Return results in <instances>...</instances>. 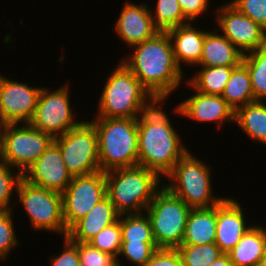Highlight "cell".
Returning a JSON list of instances; mask_svg holds the SVG:
<instances>
[{
    "instance_id": "obj_1",
    "label": "cell",
    "mask_w": 266,
    "mask_h": 266,
    "mask_svg": "<svg viewBox=\"0 0 266 266\" xmlns=\"http://www.w3.org/2000/svg\"><path fill=\"white\" fill-rule=\"evenodd\" d=\"M131 47L135 51L121 62L156 100L166 101L180 86L184 74L175 60L167 31H159L152 38Z\"/></svg>"
},
{
    "instance_id": "obj_2",
    "label": "cell",
    "mask_w": 266,
    "mask_h": 266,
    "mask_svg": "<svg viewBox=\"0 0 266 266\" xmlns=\"http://www.w3.org/2000/svg\"><path fill=\"white\" fill-rule=\"evenodd\" d=\"M163 102L156 100L137 118L138 165L156 172L160 177H166L189 151L181 143L169 116L161 109Z\"/></svg>"
},
{
    "instance_id": "obj_3",
    "label": "cell",
    "mask_w": 266,
    "mask_h": 266,
    "mask_svg": "<svg viewBox=\"0 0 266 266\" xmlns=\"http://www.w3.org/2000/svg\"><path fill=\"white\" fill-rule=\"evenodd\" d=\"M106 195L119 215L145 212L159 187L156 172L136 165L105 172Z\"/></svg>"
},
{
    "instance_id": "obj_4",
    "label": "cell",
    "mask_w": 266,
    "mask_h": 266,
    "mask_svg": "<svg viewBox=\"0 0 266 266\" xmlns=\"http://www.w3.org/2000/svg\"><path fill=\"white\" fill-rule=\"evenodd\" d=\"M100 97L99 118L137 119L156 101L123 62L112 70Z\"/></svg>"
},
{
    "instance_id": "obj_5",
    "label": "cell",
    "mask_w": 266,
    "mask_h": 266,
    "mask_svg": "<svg viewBox=\"0 0 266 266\" xmlns=\"http://www.w3.org/2000/svg\"><path fill=\"white\" fill-rule=\"evenodd\" d=\"M91 122L97 132L100 171L138 165L137 119L95 117Z\"/></svg>"
},
{
    "instance_id": "obj_6",
    "label": "cell",
    "mask_w": 266,
    "mask_h": 266,
    "mask_svg": "<svg viewBox=\"0 0 266 266\" xmlns=\"http://www.w3.org/2000/svg\"><path fill=\"white\" fill-rule=\"evenodd\" d=\"M210 170L203 160L196 158L189 150L166 176L171 183L164 186L191 209L214 207L225 198L213 195Z\"/></svg>"
},
{
    "instance_id": "obj_7",
    "label": "cell",
    "mask_w": 266,
    "mask_h": 266,
    "mask_svg": "<svg viewBox=\"0 0 266 266\" xmlns=\"http://www.w3.org/2000/svg\"><path fill=\"white\" fill-rule=\"evenodd\" d=\"M145 210L158 249H177L183 240L187 218L192 210L163 184Z\"/></svg>"
},
{
    "instance_id": "obj_8",
    "label": "cell",
    "mask_w": 266,
    "mask_h": 266,
    "mask_svg": "<svg viewBox=\"0 0 266 266\" xmlns=\"http://www.w3.org/2000/svg\"><path fill=\"white\" fill-rule=\"evenodd\" d=\"M8 124L0 140V157L22 174L54 142V138L30 123Z\"/></svg>"
},
{
    "instance_id": "obj_9",
    "label": "cell",
    "mask_w": 266,
    "mask_h": 266,
    "mask_svg": "<svg viewBox=\"0 0 266 266\" xmlns=\"http://www.w3.org/2000/svg\"><path fill=\"white\" fill-rule=\"evenodd\" d=\"M16 197L26 211L31 227L53 231L67 237L68 229L63 218L62 195L28 183L22 179L18 185Z\"/></svg>"
},
{
    "instance_id": "obj_10",
    "label": "cell",
    "mask_w": 266,
    "mask_h": 266,
    "mask_svg": "<svg viewBox=\"0 0 266 266\" xmlns=\"http://www.w3.org/2000/svg\"><path fill=\"white\" fill-rule=\"evenodd\" d=\"M72 176L100 171L97 132L92 122L82 121L65 134L54 138Z\"/></svg>"
},
{
    "instance_id": "obj_11",
    "label": "cell",
    "mask_w": 266,
    "mask_h": 266,
    "mask_svg": "<svg viewBox=\"0 0 266 266\" xmlns=\"http://www.w3.org/2000/svg\"><path fill=\"white\" fill-rule=\"evenodd\" d=\"M68 87L62 85L52 92L41 87L34 116L29 122L34 128L56 138L82 122H75Z\"/></svg>"
},
{
    "instance_id": "obj_12",
    "label": "cell",
    "mask_w": 266,
    "mask_h": 266,
    "mask_svg": "<svg viewBox=\"0 0 266 266\" xmlns=\"http://www.w3.org/2000/svg\"><path fill=\"white\" fill-rule=\"evenodd\" d=\"M61 195L63 218L66 228L69 229L107 196L105 172L73 176Z\"/></svg>"
},
{
    "instance_id": "obj_13",
    "label": "cell",
    "mask_w": 266,
    "mask_h": 266,
    "mask_svg": "<svg viewBox=\"0 0 266 266\" xmlns=\"http://www.w3.org/2000/svg\"><path fill=\"white\" fill-rule=\"evenodd\" d=\"M216 22L223 34L243 54L266 46V30L229 2L217 8Z\"/></svg>"
},
{
    "instance_id": "obj_14",
    "label": "cell",
    "mask_w": 266,
    "mask_h": 266,
    "mask_svg": "<svg viewBox=\"0 0 266 266\" xmlns=\"http://www.w3.org/2000/svg\"><path fill=\"white\" fill-rule=\"evenodd\" d=\"M41 88L31 87L0 74V112L8 124L29 123L35 113Z\"/></svg>"
},
{
    "instance_id": "obj_15",
    "label": "cell",
    "mask_w": 266,
    "mask_h": 266,
    "mask_svg": "<svg viewBox=\"0 0 266 266\" xmlns=\"http://www.w3.org/2000/svg\"><path fill=\"white\" fill-rule=\"evenodd\" d=\"M23 179L32 185L62 194L73 176L65 166L59 147L53 142L25 171Z\"/></svg>"
},
{
    "instance_id": "obj_16",
    "label": "cell",
    "mask_w": 266,
    "mask_h": 266,
    "mask_svg": "<svg viewBox=\"0 0 266 266\" xmlns=\"http://www.w3.org/2000/svg\"><path fill=\"white\" fill-rule=\"evenodd\" d=\"M234 198L226 197L216 205L215 244L224 253H229L252 227L246 225L244 210Z\"/></svg>"
},
{
    "instance_id": "obj_17",
    "label": "cell",
    "mask_w": 266,
    "mask_h": 266,
    "mask_svg": "<svg viewBox=\"0 0 266 266\" xmlns=\"http://www.w3.org/2000/svg\"><path fill=\"white\" fill-rule=\"evenodd\" d=\"M148 5H136L128 0L116 21L115 33L130 47L152 38L159 30L155 27Z\"/></svg>"
},
{
    "instance_id": "obj_18",
    "label": "cell",
    "mask_w": 266,
    "mask_h": 266,
    "mask_svg": "<svg viewBox=\"0 0 266 266\" xmlns=\"http://www.w3.org/2000/svg\"><path fill=\"white\" fill-rule=\"evenodd\" d=\"M176 113L184 115L197 122H233L235 111L227 104L221 95L204 94L196 91L194 95L179 103L174 108Z\"/></svg>"
},
{
    "instance_id": "obj_19",
    "label": "cell",
    "mask_w": 266,
    "mask_h": 266,
    "mask_svg": "<svg viewBox=\"0 0 266 266\" xmlns=\"http://www.w3.org/2000/svg\"><path fill=\"white\" fill-rule=\"evenodd\" d=\"M119 214L106 196L69 229L67 237L72 242L88 243L102 229L118 220Z\"/></svg>"
},
{
    "instance_id": "obj_20",
    "label": "cell",
    "mask_w": 266,
    "mask_h": 266,
    "mask_svg": "<svg viewBox=\"0 0 266 266\" xmlns=\"http://www.w3.org/2000/svg\"><path fill=\"white\" fill-rule=\"evenodd\" d=\"M206 32L194 27L192 21L167 31L175 60L181 69L183 62L194 66L199 63Z\"/></svg>"
},
{
    "instance_id": "obj_21",
    "label": "cell",
    "mask_w": 266,
    "mask_h": 266,
    "mask_svg": "<svg viewBox=\"0 0 266 266\" xmlns=\"http://www.w3.org/2000/svg\"><path fill=\"white\" fill-rule=\"evenodd\" d=\"M243 53L224 35L214 31L205 33L199 67L238 66Z\"/></svg>"
},
{
    "instance_id": "obj_22",
    "label": "cell",
    "mask_w": 266,
    "mask_h": 266,
    "mask_svg": "<svg viewBox=\"0 0 266 266\" xmlns=\"http://www.w3.org/2000/svg\"><path fill=\"white\" fill-rule=\"evenodd\" d=\"M216 206L192 209L187 218L181 244L205 245L215 243Z\"/></svg>"
},
{
    "instance_id": "obj_23",
    "label": "cell",
    "mask_w": 266,
    "mask_h": 266,
    "mask_svg": "<svg viewBox=\"0 0 266 266\" xmlns=\"http://www.w3.org/2000/svg\"><path fill=\"white\" fill-rule=\"evenodd\" d=\"M266 242V228L253 226L227 253L234 266H259Z\"/></svg>"
},
{
    "instance_id": "obj_24",
    "label": "cell",
    "mask_w": 266,
    "mask_h": 266,
    "mask_svg": "<svg viewBox=\"0 0 266 266\" xmlns=\"http://www.w3.org/2000/svg\"><path fill=\"white\" fill-rule=\"evenodd\" d=\"M234 123L250 139L266 145V101L255 100L235 111Z\"/></svg>"
},
{
    "instance_id": "obj_25",
    "label": "cell",
    "mask_w": 266,
    "mask_h": 266,
    "mask_svg": "<svg viewBox=\"0 0 266 266\" xmlns=\"http://www.w3.org/2000/svg\"><path fill=\"white\" fill-rule=\"evenodd\" d=\"M221 96L234 111L255 101L250 75L243 62L232 70Z\"/></svg>"
},
{
    "instance_id": "obj_26",
    "label": "cell",
    "mask_w": 266,
    "mask_h": 266,
    "mask_svg": "<svg viewBox=\"0 0 266 266\" xmlns=\"http://www.w3.org/2000/svg\"><path fill=\"white\" fill-rule=\"evenodd\" d=\"M234 67L236 66L201 67L192 79H188L187 84L194 92L221 95Z\"/></svg>"
},
{
    "instance_id": "obj_27",
    "label": "cell",
    "mask_w": 266,
    "mask_h": 266,
    "mask_svg": "<svg viewBox=\"0 0 266 266\" xmlns=\"http://www.w3.org/2000/svg\"><path fill=\"white\" fill-rule=\"evenodd\" d=\"M122 243H155L151 223L147 215H119Z\"/></svg>"
},
{
    "instance_id": "obj_28",
    "label": "cell",
    "mask_w": 266,
    "mask_h": 266,
    "mask_svg": "<svg viewBox=\"0 0 266 266\" xmlns=\"http://www.w3.org/2000/svg\"><path fill=\"white\" fill-rule=\"evenodd\" d=\"M254 94V100L266 99V46L243 55Z\"/></svg>"
},
{
    "instance_id": "obj_29",
    "label": "cell",
    "mask_w": 266,
    "mask_h": 266,
    "mask_svg": "<svg viewBox=\"0 0 266 266\" xmlns=\"http://www.w3.org/2000/svg\"><path fill=\"white\" fill-rule=\"evenodd\" d=\"M156 3L155 11L151 12V17L159 31H168L190 22L184 16L178 0H157Z\"/></svg>"
},
{
    "instance_id": "obj_30",
    "label": "cell",
    "mask_w": 266,
    "mask_h": 266,
    "mask_svg": "<svg viewBox=\"0 0 266 266\" xmlns=\"http://www.w3.org/2000/svg\"><path fill=\"white\" fill-rule=\"evenodd\" d=\"M183 266H210L224 253L215 243L205 245L181 244L176 249Z\"/></svg>"
},
{
    "instance_id": "obj_31",
    "label": "cell",
    "mask_w": 266,
    "mask_h": 266,
    "mask_svg": "<svg viewBox=\"0 0 266 266\" xmlns=\"http://www.w3.org/2000/svg\"><path fill=\"white\" fill-rule=\"evenodd\" d=\"M92 247L110 254L117 261L122 243V231L119 219L108 227L102 229L88 242Z\"/></svg>"
},
{
    "instance_id": "obj_32",
    "label": "cell",
    "mask_w": 266,
    "mask_h": 266,
    "mask_svg": "<svg viewBox=\"0 0 266 266\" xmlns=\"http://www.w3.org/2000/svg\"><path fill=\"white\" fill-rule=\"evenodd\" d=\"M12 168L0 160V211L13 210L10 205L11 197L14 192L16 194L18 185L23 179V174L21 172L15 174Z\"/></svg>"
},
{
    "instance_id": "obj_33",
    "label": "cell",
    "mask_w": 266,
    "mask_h": 266,
    "mask_svg": "<svg viewBox=\"0 0 266 266\" xmlns=\"http://www.w3.org/2000/svg\"><path fill=\"white\" fill-rule=\"evenodd\" d=\"M157 250L155 243H121L118 257H126L133 265L145 266Z\"/></svg>"
},
{
    "instance_id": "obj_34",
    "label": "cell",
    "mask_w": 266,
    "mask_h": 266,
    "mask_svg": "<svg viewBox=\"0 0 266 266\" xmlns=\"http://www.w3.org/2000/svg\"><path fill=\"white\" fill-rule=\"evenodd\" d=\"M12 211H0V259L3 261L19 243L13 228Z\"/></svg>"
},
{
    "instance_id": "obj_35",
    "label": "cell",
    "mask_w": 266,
    "mask_h": 266,
    "mask_svg": "<svg viewBox=\"0 0 266 266\" xmlns=\"http://www.w3.org/2000/svg\"><path fill=\"white\" fill-rule=\"evenodd\" d=\"M229 3L266 30V0H231Z\"/></svg>"
},
{
    "instance_id": "obj_36",
    "label": "cell",
    "mask_w": 266,
    "mask_h": 266,
    "mask_svg": "<svg viewBox=\"0 0 266 266\" xmlns=\"http://www.w3.org/2000/svg\"><path fill=\"white\" fill-rule=\"evenodd\" d=\"M78 246L80 266H110L116 259L89 243L74 242Z\"/></svg>"
},
{
    "instance_id": "obj_37",
    "label": "cell",
    "mask_w": 266,
    "mask_h": 266,
    "mask_svg": "<svg viewBox=\"0 0 266 266\" xmlns=\"http://www.w3.org/2000/svg\"><path fill=\"white\" fill-rule=\"evenodd\" d=\"M64 250L51 258V266H80L78 246L68 237H64Z\"/></svg>"
},
{
    "instance_id": "obj_38",
    "label": "cell",
    "mask_w": 266,
    "mask_h": 266,
    "mask_svg": "<svg viewBox=\"0 0 266 266\" xmlns=\"http://www.w3.org/2000/svg\"><path fill=\"white\" fill-rule=\"evenodd\" d=\"M180 8L184 16L192 22H195L197 17H202V14L208 11L210 0H178Z\"/></svg>"
},
{
    "instance_id": "obj_39",
    "label": "cell",
    "mask_w": 266,
    "mask_h": 266,
    "mask_svg": "<svg viewBox=\"0 0 266 266\" xmlns=\"http://www.w3.org/2000/svg\"><path fill=\"white\" fill-rule=\"evenodd\" d=\"M210 266H234L228 254L221 255Z\"/></svg>"
},
{
    "instance_id": "obj_40",
    "label": "cell",
    "mask_w": 266,
    "mask_h": 266,
    "mask_svg": "<svg viewBox=\"0 0 266 266\" xmlns=\"http://www.w3.org/2000/svg\"><path fill=\"white\" fill-rule=\"evenodd\" d=\"M8 125V123L5 121V119L3 118L2 113L0 112V140L2 138L3 133L5 132L6 126Z\"/></svg>"
},
{
    "instance_id": "obj_41",
    "label": "cell",
    "mask_w": 266,
    "mask_h": 266,
    "mask_svg": "<svg viewBox=\"0 0 266 266\" xmlns=\"http://www.w3.org/2000/svg\"><path fill=\"white\" fill-rule=\"evenodd\" d=\"M259 266H266V242L263 250V254L259 263Z\"/></svg>"
},
{
    "instance_id": "obj_42",
    "label": "cell",
    "mask_w": 266,
    "mask_h": 266,
    "mask_svg": "<svg viewBox=\"0 0 266 266\" xmlns=\"http://www.w3.org/2000/svg\"><path fill=\"white\" fill-rule=\"evenodd\" d=\"M110 266H122L119 261L115 260Z\"/></svg>"
}]
</instances>
